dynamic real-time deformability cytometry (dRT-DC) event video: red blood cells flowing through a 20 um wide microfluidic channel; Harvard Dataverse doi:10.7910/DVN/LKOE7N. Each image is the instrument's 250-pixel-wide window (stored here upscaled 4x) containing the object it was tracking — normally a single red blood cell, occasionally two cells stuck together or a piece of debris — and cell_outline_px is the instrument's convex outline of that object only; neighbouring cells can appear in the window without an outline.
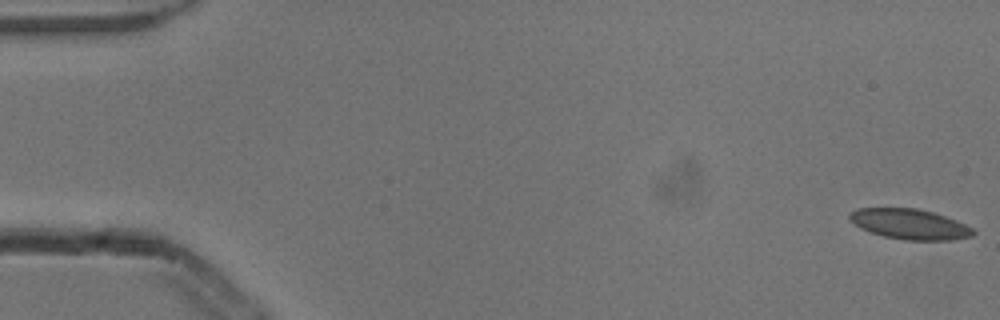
{"species": "common noctule bat (a hibernating species)", "species_latin": "Nyctalus noctula", "temperature_condition": "cold", "stored_images_in_passage": 5, "camera_frame_rate_fps": 3000, "um_per_image_px": 0.085, "animal": {"sex": "male", "body_mass_g": 13.3}, "frame": {"image": 1, "passage_image": 1, "time_ms": 0.0, "image_size_px": [1000, 320], "cell_outline_px": [[976, 232], [972, 236], [952, 240], [904, 240], [884, 236], [860, 228], [848, 216], [852, 212], [860, 208], [916, 208], [932, 212], [956, 220], [972, 228]], "centroid_in_image_um": [77.36, 19.06], "position_along_channel_um": 7.6, "area_um2": 21.5}}